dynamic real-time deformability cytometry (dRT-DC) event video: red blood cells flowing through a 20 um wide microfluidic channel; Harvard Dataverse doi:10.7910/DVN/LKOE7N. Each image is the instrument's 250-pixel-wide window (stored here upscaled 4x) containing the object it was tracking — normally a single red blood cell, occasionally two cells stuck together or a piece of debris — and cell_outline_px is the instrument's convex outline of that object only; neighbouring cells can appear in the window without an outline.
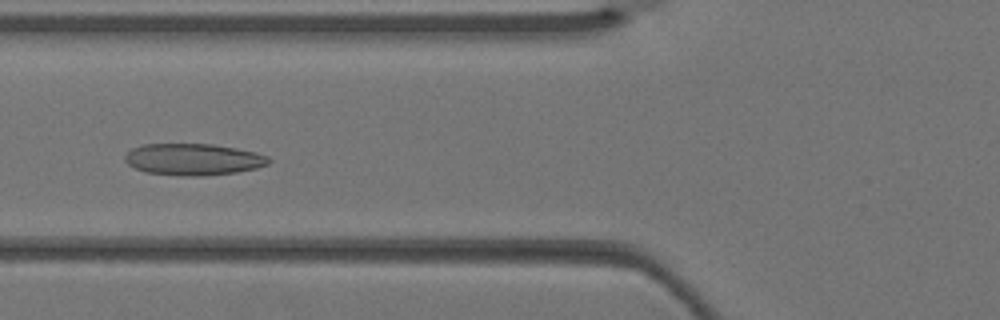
{"species": "Egyptian fruit bat (a non-hibernating species)", "species_latin": "Rousettus aegyptiacus", "temperature_condition": "warm", "stored_images_in_passage": 5, "camera_frame_rate_fps": 3000, "um_per_image_px": 0.085, "animal": {"sex": "female"}, "frame": {"image": 1, "passage_image": 5, "time_ms": 1.333, "image_size_px": [1000, 320], "cell_outline_px": [[272, 160], [268, 164], [256, 168], [236, 172], [204, 176], [192, 176], [148, 172], [136, 168], [128, 164], [124, 160], [124, 156], [132, 148], [144, 144], [212, 144], [236, 148], [256, 152], [268, 156]], "centroid_in_image_um": [16.46, 13.54], "position_along_channel_um": 109.3, "area_um2": 26.36}}